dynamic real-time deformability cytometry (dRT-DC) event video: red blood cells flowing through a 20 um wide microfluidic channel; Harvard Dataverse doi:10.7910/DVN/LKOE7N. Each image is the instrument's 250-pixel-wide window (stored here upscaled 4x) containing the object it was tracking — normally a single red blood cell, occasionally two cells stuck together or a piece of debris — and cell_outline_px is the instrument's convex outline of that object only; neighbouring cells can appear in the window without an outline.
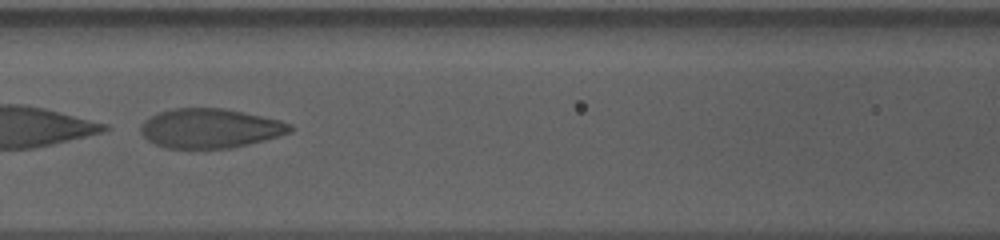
{"species": "human", "species_latin": "Homo sapiens", "temperature_condition": "cold", "stored_images_in_passage": 54, "camera_frame_rate_fps": 3000, "um_per_image_px": 0.085, "donor": {"sex": "male"}, "frame": {"image": 1, "passage_image": 24, "time_ms": 7.667, "image_size_px": [1000, 240], "cell_outline_px": [[296, 128], [292, 132], [280, 136], [248, 144], [228, 148], [164, 148], [148, 140], [140, 132], [140, 124], [144, 120], [160, 112], [172, 108], [224, 108], [280, 120], [292, 124]], "centroid_in_image_um": [17.88, 10.9], "position_along_channel_um": 148.7, "area_um2": 34.39}}
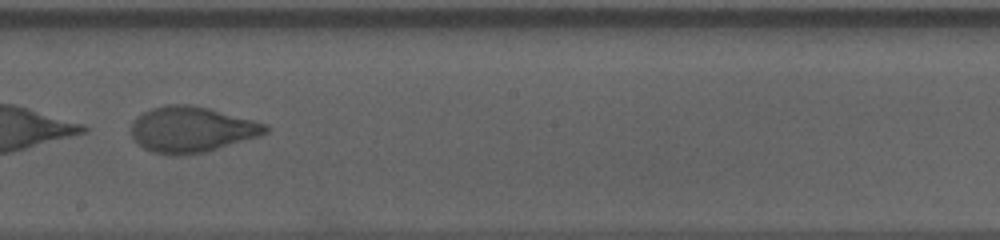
{"frame": {"image": 2, "passage_image": 31, "time_ms": 10.0, "image_size_px": [1000, 240], "cell_outline_px": [[272, 128], [268, 132], [260, 136], [204, 152], [180, 156], [172, 156], [152, 152], [144, 148], [132, 136], [132, 120], [136, 116], [152, 108], [168, 104], [188, 104], [208, 108], [268, 124]], "centroid_in_image_um": [16.3, 11.01], "position_along_channel_um": 231.9, "area_um2": 35.84}}